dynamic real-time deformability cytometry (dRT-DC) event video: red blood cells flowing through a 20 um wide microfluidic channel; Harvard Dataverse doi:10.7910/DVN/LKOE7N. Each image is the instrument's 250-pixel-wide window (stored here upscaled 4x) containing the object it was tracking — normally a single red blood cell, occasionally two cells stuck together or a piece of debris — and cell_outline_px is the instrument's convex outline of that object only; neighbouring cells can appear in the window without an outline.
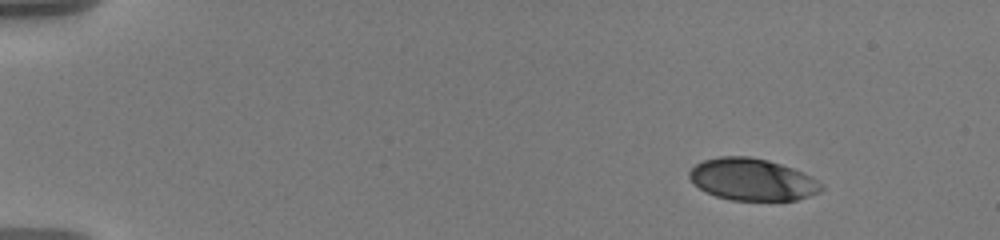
{"species": "human", "species_latin": "Homo sapiens", "temperature_condition": "warm", "stored_images_in_passage": 51, "camera_frame_rate_fps": 3000, "um_per_image_px": 0.085, "donor": {"sex": "male"}, "frame": {"image": 1, "passage_image": 1, "time_ms": 0.0, "image_size_px": [1000, 240], "cell_outline_px": [[824, 188], [820, 192], [796, 200], [732, 200], [716, 196], [692, 184], [688, 176], [688, 172], [696, 164], [704, 160], [720, 156], [748, 156], [768, 160], [792, 168], [824, 184]], "centroid_in_image_um": [63.92, 15.26], "position_along_channel_um": 21.1, "area_um2": 32.14}}
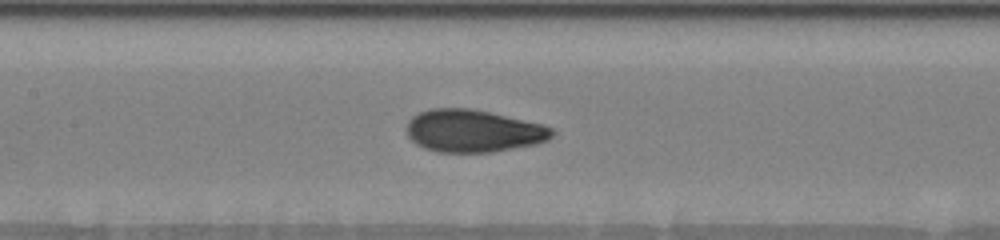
{"frame": {"image": 2, "passage_image": 23, "time_ms": 7.333, "image_size_px": [1000, 240], "cell_outline_px": [[556, 132], [548, 140], [536, 144], [492, 152], [440, 152], [424, 148], [416, 144], [408, 136], [404, 128], [408, 120], [412, 116], [420, 112], [432, 108], [472, 108], [544, 124], [552, 128]], "centroid_in_image_um": [40.22, 11.12], "position_along_channel_um": 167.2, "area_um2": 36.3}}
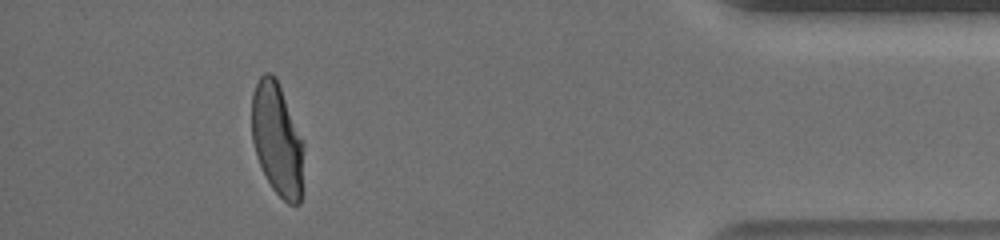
{"frame": {"image": 3, "passage_image": 47, "time_ms": 15.333, "image_size_px": [1000, 240], "cell_outline_px": [[304, 192], [300, 204], [288, 204], [272, 188], [256, 156], [252, 140], [252, 92], [260, 76], [264, 72], [272, 72], [276, 76], [304, 144]], "centroid_in_image_um": [23.59, 11.88], "position_along_channel_um": 411.6, "area_um2": 34.68}, "authors_computed_cell_mechanics": {"area_um2": 34.969, "velocity_mm_per_s": 3.5841, "shape_relaxation_time_tau1_ms": 5.3412, "shape_relaxation_time_tau2_ms": 0.8786, "deformation_change_tau1": 0.206, "deformation_change_tau2": 0.0625}}